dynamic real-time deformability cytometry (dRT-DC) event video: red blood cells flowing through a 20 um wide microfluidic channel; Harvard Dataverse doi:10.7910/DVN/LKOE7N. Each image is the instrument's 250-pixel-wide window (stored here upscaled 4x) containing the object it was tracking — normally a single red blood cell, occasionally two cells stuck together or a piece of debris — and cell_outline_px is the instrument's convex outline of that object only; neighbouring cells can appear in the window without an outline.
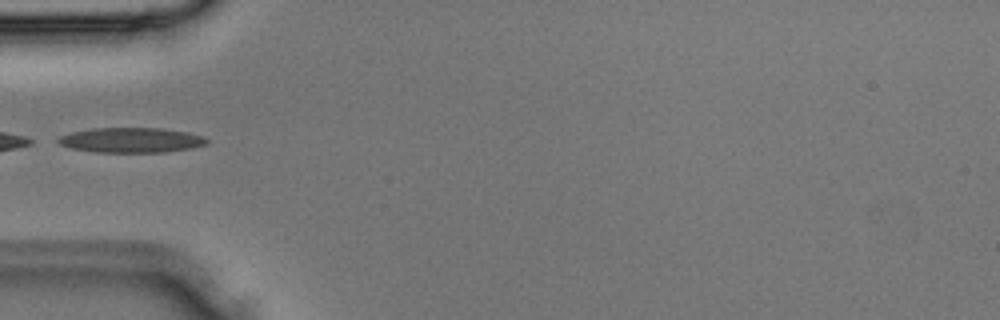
{"species": "Egyptian fruit bat (a non-hibernating species)", "species_latin": "Rousettus aegyptiacus", "temperature_condition": "room temperature", "stored_images_in_passage": 5, "camera_frame_rate_fps": 3000, "um_per_image_px": 0.085, "animal": {"sex": "male"}, "frame": {"image": 1, "passage_image": 5, "time_ms": 1.333, "image_size_px": [1000, 320], "cell_outline_px": [[208, 144], [192, 148], [164, 152], [96, 152], [72, 148], [60, 144], [56, 140], [60, 136], [72, 132], [92, 128], [164, 128], [188, 132], [204, 136], [208, 140]], "centroid_in_image_um": [11.2, 11.9], "position_along_channel_um": 73.8, "area_um2": 21.68}}